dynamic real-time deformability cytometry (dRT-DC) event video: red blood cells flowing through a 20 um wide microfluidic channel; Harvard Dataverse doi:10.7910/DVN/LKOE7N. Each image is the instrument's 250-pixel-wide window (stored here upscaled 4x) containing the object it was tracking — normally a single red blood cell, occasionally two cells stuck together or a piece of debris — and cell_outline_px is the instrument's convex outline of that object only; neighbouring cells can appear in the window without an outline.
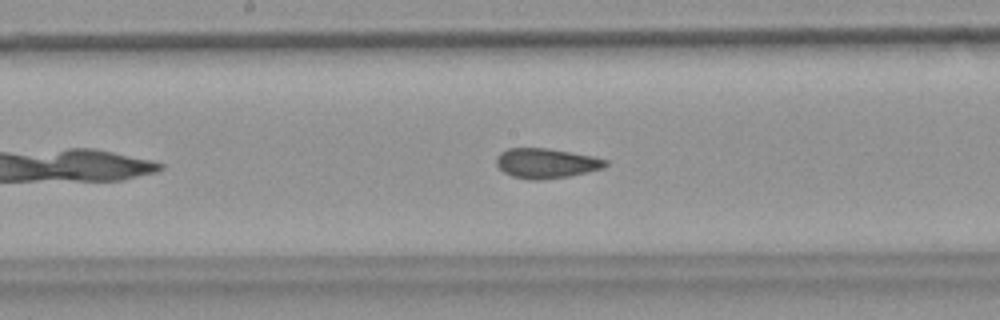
{"species": "common noctule bat (a hibernating species)", "species_latin": "Nyctalus noctula", "temperature_condition": "warm", "stored_images_in_passage": 38, "camera_frame_rate_fps": 3000, "um_per_image_px": 0.085, "animal": {"sex": "female", "body_mass_g": 18.4}, "frame": {"image": 1, "passage_image": 17, "time_ms": 5.333, "image_size_px": [1000, 320], "cell_outline_px": [[608, 164], [604, 168], [568, 176], [540, 180], [528, 180], [512, 176], [504, 172], [496, 164], [496, 156], [500, 152], [508, 148], [548, 148], [592, 156], [608, 160]], "centroid_in_image_um": [46.41, 13.87], "position_along_channel_um": 201.8, "area_um2": 19.02}}
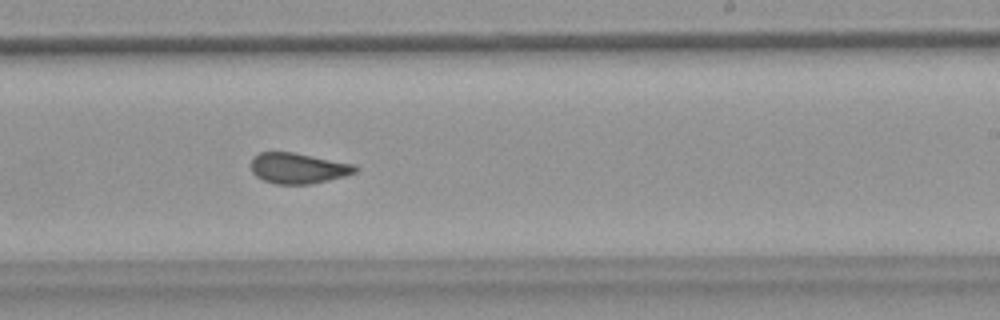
{"frame": {"image": 2, "passage_image": 22, "time_ms": 7.0, "image_size_px": [1000, 320], "cell_outline_px": [[360, 168], [356, 172], [344, 176], [312, 184], [276, 184], [264, 180], [256, 176], [252, 172], [252, 156], [260, 152], [292, 152], [356, 164]], "centroid_in_image_um": [25.36, 14.29], "position_along_channel_um": 263.6, "area_um2": 18.67}, "authors_computed_cell_mechanics": {"area_um2": 19.1318, "velocity_mm_per_s": 3.7436, "shape_relaxation_time_tau1_ms": null, "shape_relaxation_time_tau2_ms": 1.3034, "deformation_change_tau1": null, "deformation_change_tau2": 0.0718}}